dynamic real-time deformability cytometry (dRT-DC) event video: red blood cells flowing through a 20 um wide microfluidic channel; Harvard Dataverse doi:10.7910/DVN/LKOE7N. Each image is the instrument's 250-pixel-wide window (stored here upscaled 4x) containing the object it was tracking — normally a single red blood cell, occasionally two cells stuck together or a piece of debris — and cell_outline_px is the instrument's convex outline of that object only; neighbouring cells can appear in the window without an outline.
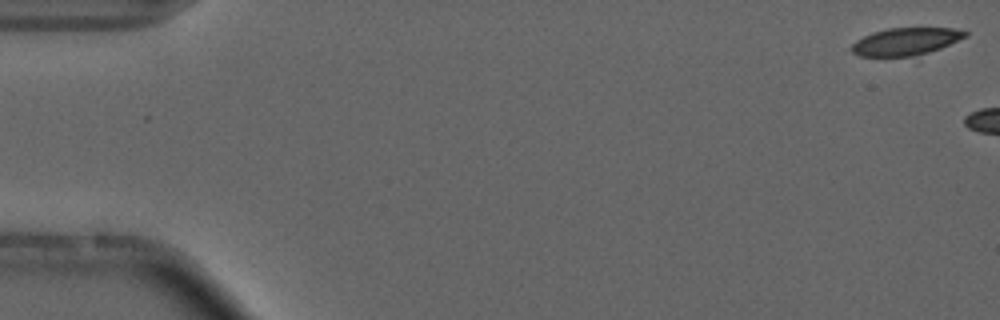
{"species": "common noctule bat (a hibernating species)", "species_latin": "Nyctalus noctula", "temperature_condition": "cold", "stored_images_in_passage": 3, "camera_frame_rate_fps": 3000, "um_per_image_px": 0.085, "animal": {"sex": "male", "forearm_length_mm": 52.5}, "frame": {"image": 1, "passage_image": 1, "time_ms": 0.0, "image_size_px": [1000, 320], "cell_outline_px": [[968, 36], [940, 48], [928, 52], [912, 56], [860, 56], [852, 52], [852, 44], [856, 40], [872, 32], [888, 28], [952, 28], [968, 32]], "centroid_in_image_um": [76.98, 3.52], "position_along_channel_um": 8.0, "area_um2": 17.98}}